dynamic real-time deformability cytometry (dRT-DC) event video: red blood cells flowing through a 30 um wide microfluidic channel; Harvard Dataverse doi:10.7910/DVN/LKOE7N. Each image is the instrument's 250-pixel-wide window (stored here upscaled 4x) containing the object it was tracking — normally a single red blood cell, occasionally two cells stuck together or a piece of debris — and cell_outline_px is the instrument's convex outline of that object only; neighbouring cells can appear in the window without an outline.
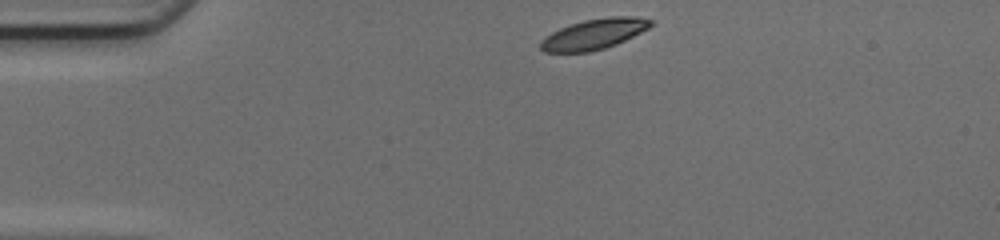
{"species": "common noctule bat (a hibernating species)", "species_latin": "Nyctalus noctula", "temperature_condition": "cold", "stored_images_in_passage": 40, "camera_frame_rate_fps": 3000, "um_per_image_px": 0.085, "animal": {"sex": "female", "body_mass_g": 17.0, "forearm_length_mm": 48.0}, "frame": {"image": 1, "passage_image": 1, "time_ms": 0.0, "image_size_px": [1000, 240], "cell_outline_px": [[652, 24], [648, 28], [616, 44], [604, 48], [588, 52], [544, 52], [540, 48], [540, 40], [544, 36], [560, 28], [584, 20], [608, 16], [636, 16], [652, 20]], "centroid_in_image_um": [50.46, 2.89], "position_along_channel_um": 34.5, "area_um2": 19.42}}
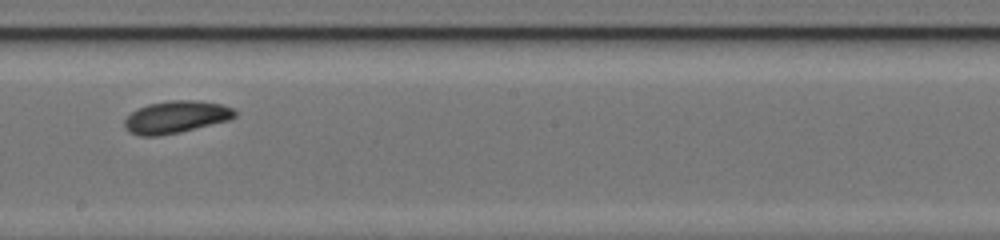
{"frame": {"image": 2, "passage_image": 19, "time_ms": 6.0, "image_size_px": [1000, 240], "cell_outline_px": [[236, 116], [228, 120], [180, 132], [156, 136], [140, 136], [128, 132], [124, 128], [124, 120], [132, 112], [148, 104], [168, 100], [196, 100], [220, 104], [232, 108], [236, 112]], "centroid_in_image_um": [14.93, 9.95], "position_along_channel_um": 233.3, "area_um2": 20.63}}
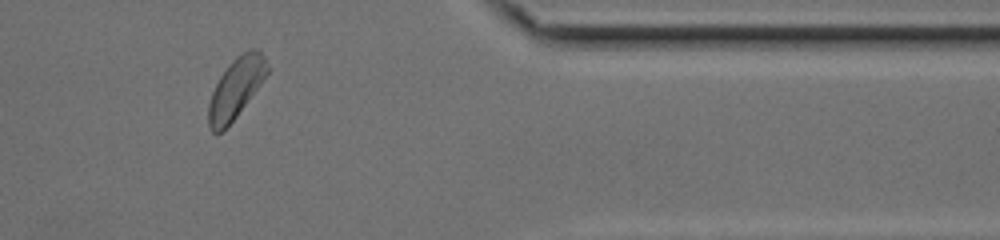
{"frame": {"image": 3, "passage_image": 32, "time_ms": 10.333, "image_size_px": [1000, 240], "cell_outline_px": [[268, 72], [260, 84], [236, 116], [216, 136], [208, 128], [208, 104], [212, 92], [220, 76], [228, 64], [236, 56], [252, 48], [256, 48], [264, 56], [268, 68]], "centroid_in_image_um": [20.02, 7.5], "position_along_channel_um": 391.4, "area_um2": 20.29}, "authors_computed_cell_mechanics": {"area_um2": 20.6057, "velocity_mm_per_s": 4.1509, "shape_relaxation_time_tau1_ms": 1.8043, "shape_relaxation_time_tau2_ms": 10.0106, "deformation_change_tau1": 0.1092, "deformation_change_tau2": 0.175}}